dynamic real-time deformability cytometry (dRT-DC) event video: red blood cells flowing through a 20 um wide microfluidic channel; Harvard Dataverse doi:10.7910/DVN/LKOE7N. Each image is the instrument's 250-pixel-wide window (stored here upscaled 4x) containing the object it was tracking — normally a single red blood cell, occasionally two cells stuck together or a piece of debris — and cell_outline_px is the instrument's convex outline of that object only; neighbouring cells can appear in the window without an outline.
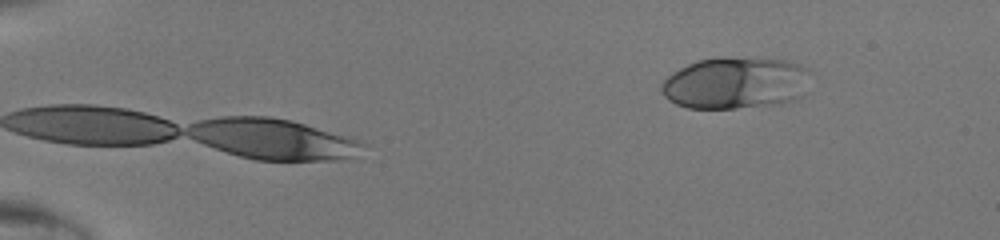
{"species": "human", "species_latin": "Homo sapiens", "temperature_condition": "room temperature", "stored_images_in_passage": 10, "camera_frame_rate_fps": 3000, "um_per_image_px": 0.085, "donor": {"sex": "male"}, "frame": {"image": 1, "passage_image": 1, "time_ms": 0.0, "image_size_px": [1000, 240], "cell_outline_px": [[812, 72], [808, 92], [804, 96], [796, 100], [780, 104], [736, 108], [688, 108], [676, 104], [668, 100], [664, 96], [660, 88], [660, 84], [672, 72], [696, 60], [784, 60], [800, 64], [808, 68]], "centroid_in_image_um": [62.6, 7.11], "position_along_channel_um": 22.4, "area_um2": 44.91}}
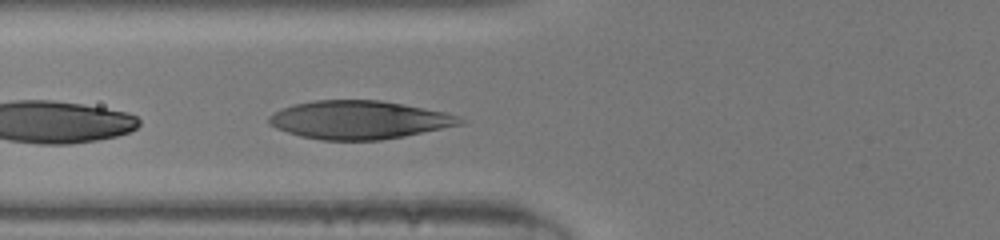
{"frame": {"image": 2, "passage_image": 4, "time_ms": 1.0, "image_size_px": [1000, 240], "cell_outline_px": [[464, 124], [404, 136], [380, 140], [320, 140], [300, 136], [276, 128], [268, 124], [268, 116], [284, 108], [296, 104], [316, 100], [380, 100], [404, 104], [444, 112], [460, 116], [464, 120]], "centroid_in_image_um": [30.54, 10.19], "position_along_channel_um": 95.3, "area_um2": 42.48}}
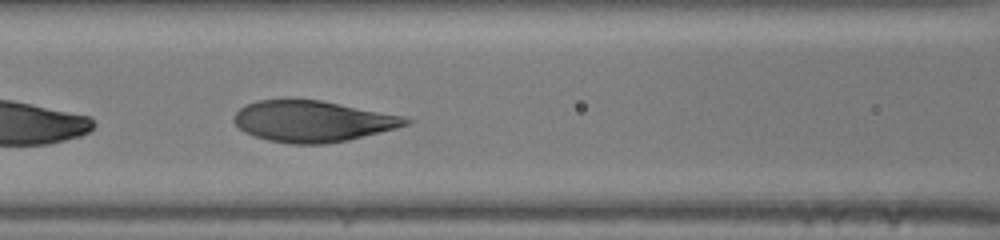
{"frame": {"image": 3, "passage_image": 7, "time_ms": 2.0, "image_size_px": [1000, 240], "cell_outline_px": [[416, 120], [408, 124], [396, 128], [348, 140], [324, 144], [288, 144], [268, 140], [252, 136], [244, 132], [232, 120], [236, 112], [240, 108], [256, 100], [288, 96], [320, 100], [404, 116]], "centroid_in_image_um": [26.53, 10.27], "position_along_channel_um": 140.1, "area_um2": 42.02}}